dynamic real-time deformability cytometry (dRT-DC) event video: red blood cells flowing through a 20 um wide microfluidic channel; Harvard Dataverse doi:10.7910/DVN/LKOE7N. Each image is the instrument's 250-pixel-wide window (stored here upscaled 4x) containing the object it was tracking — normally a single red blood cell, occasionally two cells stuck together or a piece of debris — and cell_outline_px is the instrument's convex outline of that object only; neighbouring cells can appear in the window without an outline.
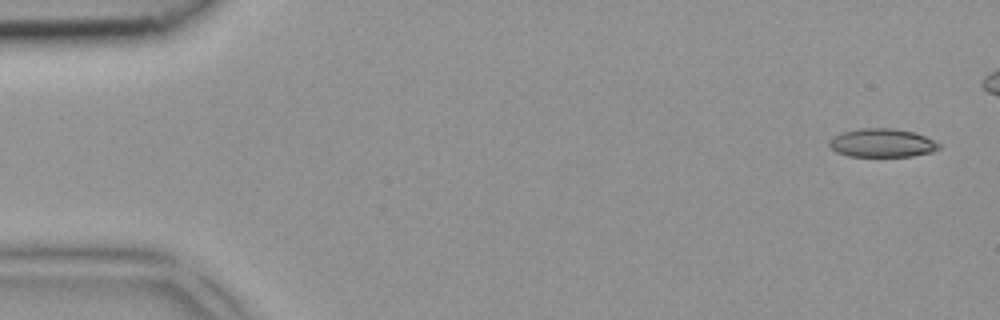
{"species": "common noctule bat (a hibernating species)", "species_latin": "Nyctalus noctula", "temperature_condition": "room temperature", "stored_images_in_passage": 2, "segment_of_instrument_passage": [2, 2], "camera_frame_rate_fps": 3000, "um_per_image_px": 0.085, "animal": {"sex": "female", "body_mass_g": 18.4}, "frame": {"image": 1, "passage_image": 2, "time_ms": 0.333, "image_size_px": [1000, 320], "cell_outline_px": [[940, 148], [932, 152], [912, 156], [848, 156], [836, 152], [828, 144], [828, 140], [844, 132], [860, 128], [892, 128], [912, 132], [924, 136], [940, 144]], "centroid_in_image_um": [74.97, 12.15], "position_along_channel_um": 10.0, "area_um2": 18.03}}